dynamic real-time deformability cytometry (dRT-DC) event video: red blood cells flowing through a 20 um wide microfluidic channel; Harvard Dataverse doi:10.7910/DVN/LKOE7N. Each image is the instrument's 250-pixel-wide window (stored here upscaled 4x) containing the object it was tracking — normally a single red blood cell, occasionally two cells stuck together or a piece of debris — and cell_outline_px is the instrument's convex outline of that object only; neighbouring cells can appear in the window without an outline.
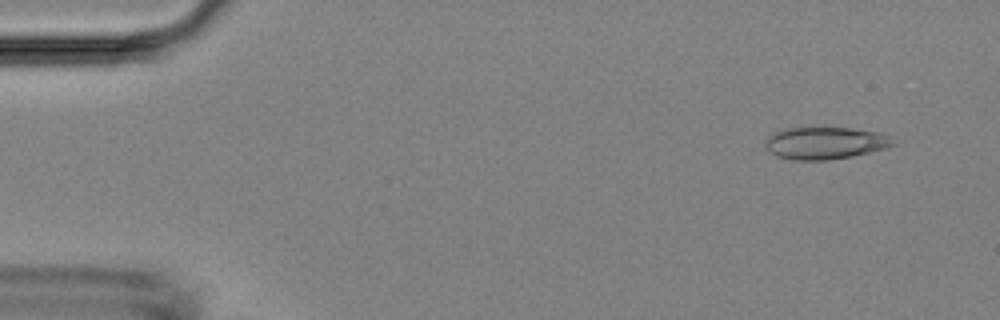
{"species": "Egyptian fruit bat (a non-hibernating species)", "species_latin": "Rousettus aegyptiacus", "temperature_condition": "room temperature", "stored_images_in_passage": 6, "camera_frame_rate_fps": 3000, "um_per_image_px": 0.085, "animal": {"sex": "female"}, "frame": {"image": 1, "passage_image": 2, "time_ms": 1.0, "image_size_px": [1000, 320], "cell_outline_px": [[896, 144], [888, 148], [852, 156], [828, 160], [792, 160], [776, 156], [768, 152], [764, 144], [764, 140], [768, 136], [776, 132], [788, 128], [852, 128], [880, 132], [892, 136]], "centroid_in_image_um": [70.16, 12.16], "position_along_channel_um": 14.8, "area_um2": 24.28}}
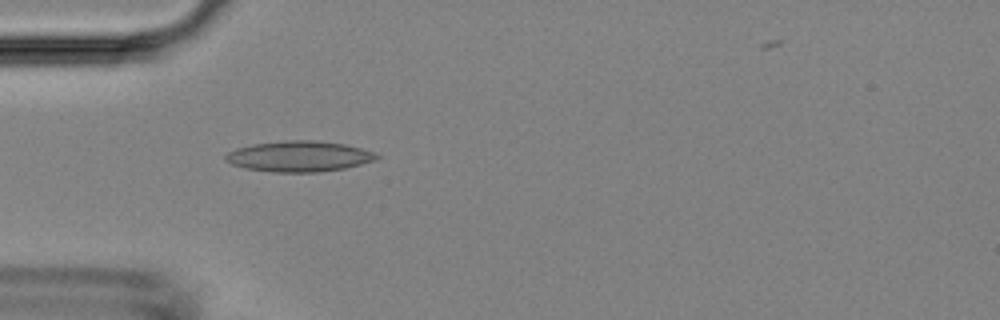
{"frame": {"image": 2, "passage_image": 5, "time_ms": 4.667, "image_size_px": [1000, 320], "cell_outline_px": [[380, 156], [376, 160], [344, 168], [320, 172], [272, 172], [244, 168], [232, 164], [224, 160], [224, 156], [228, 152], [236, 148], [252, 144], [284, 140], [312, 140], [344, 144], [360, 148], [372, 152]], "centroid_in_image_um": [25.37, 13.29], "position_along_channel_um": 59.6, "area_um2": 26.99}}